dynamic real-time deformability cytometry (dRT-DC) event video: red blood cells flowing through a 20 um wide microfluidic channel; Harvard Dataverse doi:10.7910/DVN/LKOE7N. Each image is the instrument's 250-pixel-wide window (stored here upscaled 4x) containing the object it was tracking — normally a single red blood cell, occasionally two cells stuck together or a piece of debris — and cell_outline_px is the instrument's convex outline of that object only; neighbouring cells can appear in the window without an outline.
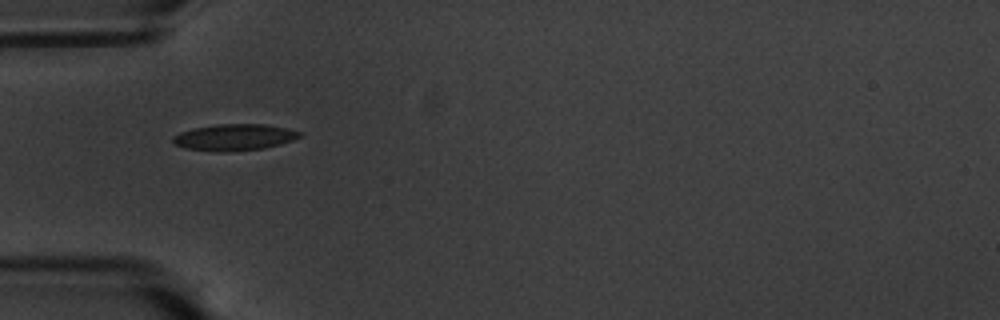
{"species": "common noctule bat (a hibernating species)", "species_latin": "Nyctalus noctula", "temperature_condition": "warm", "stored_images_in_passage": 40, "camera_frame_rate_fps": 3000, "um_per_image_px": 0.085, "animal": {"sex": "male", "body_mass_g": 20.1, "forearm_length_mm": 53.5}, "frame": {"image": 1, "passage_image": 1, "time_ms": 0.0, "image_size_px": [1000, 320], "cell_outline_px": [[300, 136], [292, 140], [280, 144], [264, 148], [224, 152], [216, 152], [184, 148], [176, 144], [172, 140], [172, 136], [180, 132], [192, 128], [216, 124], [268, 124], [288, 128], [300, 132]], "centroid_in_image_um": [19.89, 11.66], "position_along_channel_um": 65.1, "area_um2": 19.59}}
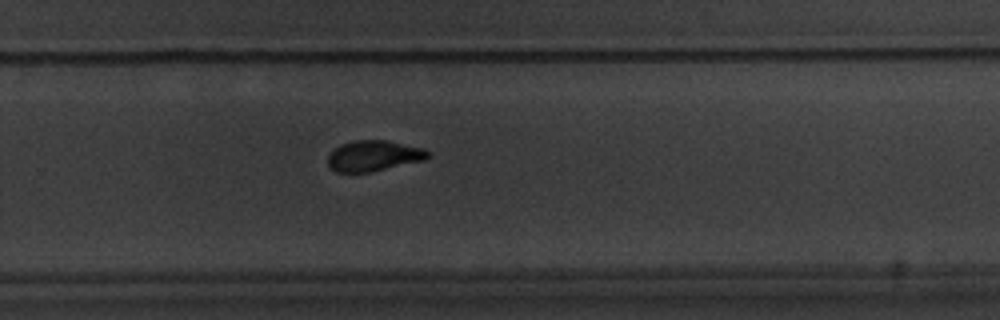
{"frame": {"image": 2, "passage_image": 21, "time_ms": 6.667, "image_size_px": [1000, 320], "cell_outline_px": [[432, 156], [424, 160], [372, 172], [336, 172], [328, 164], [328, 156], [332, 148], [340, 144], [356, 140], [384, 140], [424, 148], [432, 152]], "centroid_in_image_um": [31.78, 13.24], "position_along_channel_um": 298.0, "area_um2": 18.09}}
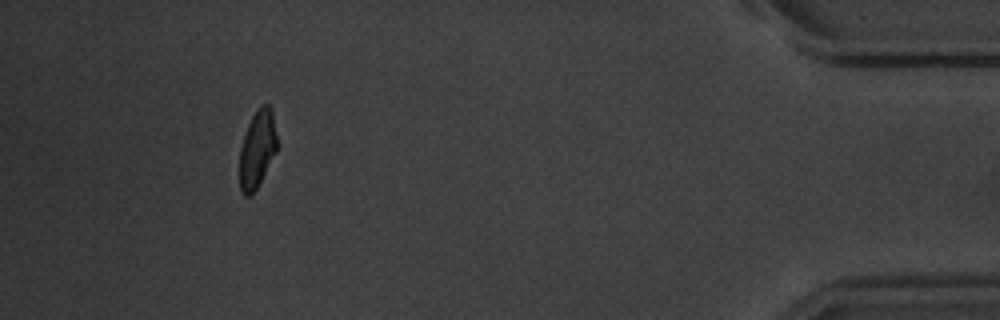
{"frame": {"image": 3, "passage_image": 36, "time_ms": 11.667, "image_size_px": [1000, 320], "cell_outline_px": [[276, 152], [252, 196], [244, 196], [240, 192], [240, 148], [248, 124], [252, 116], [260, 104], [268, 104], [272, 108], [276, 136]], "centroid_in_image_um": [21.86, 12.67], "position_along_channel_um": 413.3, "area_um2": 16.82}, "authors_computed_cell_mechanics": {"area_um2": 18.4382, "velocity_mm_per_s": 3.5106, "shape_relaxation_time_tau1_ms": 3.5105, "shape_relaxation_time_tau2_ms": 2.3817, "deformation_change_tau1": 0.142, "deformation_change_tau2": 0.0769}}